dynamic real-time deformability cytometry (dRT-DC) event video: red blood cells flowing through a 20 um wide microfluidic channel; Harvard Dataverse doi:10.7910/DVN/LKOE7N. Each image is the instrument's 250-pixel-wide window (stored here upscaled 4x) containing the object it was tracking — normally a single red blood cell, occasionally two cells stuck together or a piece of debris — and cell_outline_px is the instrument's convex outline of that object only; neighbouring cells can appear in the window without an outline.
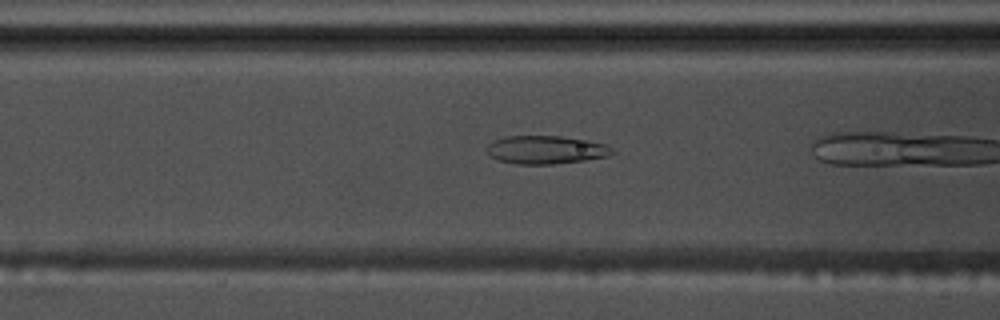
{"species": "common noctule bat (a hibernating species)", "species_latin": "Nyctalus noctula", "temperature_condition": "warm", "stored_images_in_passage": 20, "camera_frame_rate_fps": 3000, "um_per_image_px": 0.085, "animal": {"sex": "male", "body_mass_g": 17.5, "forearm_length_mm": 52.3}, "frame": {"image": 1, "passage_image": 15, "time_ms": 4.667, "image_size_px": [1000, 320], "cell_outline_px": [[616, 152], [608, 156], [584, 160], [552, 164], [516, 164], [500, 160], [492, 156], [488, 152], [488, 144], [496, 140], [508, 136], [560, 136], [588, 140], [608, 144]], "centroid_in_image_um": [46.47, 12.73], "position_along_channel_um": 120.1, "area_um2": 20.46}}